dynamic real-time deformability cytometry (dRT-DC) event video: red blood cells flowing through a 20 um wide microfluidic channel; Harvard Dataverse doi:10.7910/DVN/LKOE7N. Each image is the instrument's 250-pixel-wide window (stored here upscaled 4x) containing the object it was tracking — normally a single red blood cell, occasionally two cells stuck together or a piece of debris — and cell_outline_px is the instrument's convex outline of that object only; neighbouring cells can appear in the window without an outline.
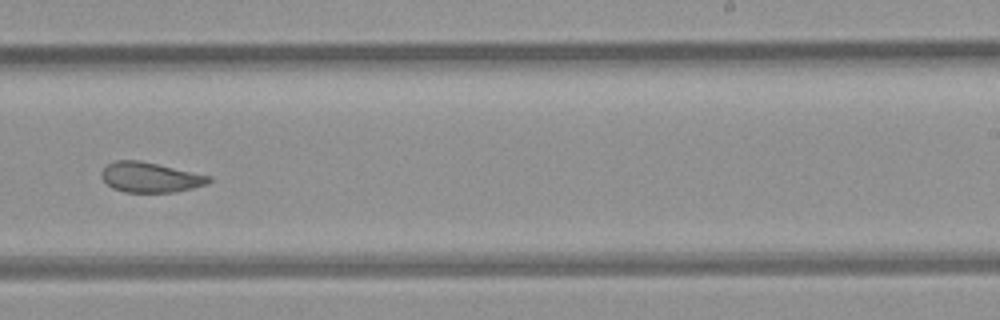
{"species": "common noctule bat (a hibernating species)", "species_latin": "Nyctalus noctula", "temperature_condition": "room temperature", "stored_images_in_passage": 40, "camera_frame_rate_fps": 3000, "um_per_image_px": 0.085, "animal": {"sex": "female", "body_mass_g": 21.9}, "frame": {"image": 1, "passage_image": 23, "time_ms": 7.333, "image_size_px": [1000, 320], "cell_outline_px": [[212, 180], [208, 184], [176, 192], [124, 192], [112, 188], [100, 176], [100, 172], [108, 164], [116, 160], [140, 160], [212, 176]], "centroid_in_image_um": [12.78, 15.07], "position_along_channel_um": 276.2, "area_um2": 18.9}}
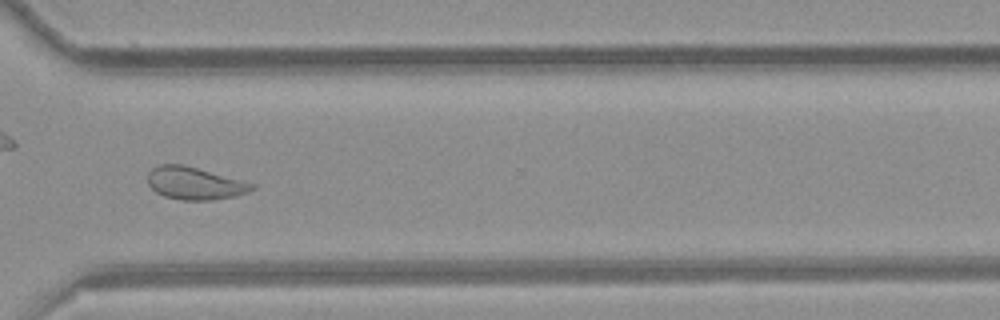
{"frame": {"image": 2, "passage_image": 29, "time_ms": 9.333, "image_size_px": [1000, 320], "cell_outline_px": [[256, 188], [248, 192], [236, 196], [212, 200], [180, 200], [164, 196], [156, 192], [148, 184], [148, 172], [152, 168], [160, 164], [180, 164], [244, 180], [256, 184]], "centroid_in_image_um": [16.57, 15.59], "position_along_channel_um": 354.0, "area_um2": 19.83}, "authors_computed_cell_mechanics": {"area_um2": 19.9699, "velocity_mm_per_s": 3.886, "shape_relaxation_time_tau1_ms": null, "shape_relaxation_time_tau2_ms": 2.2797, "deformation_change_tau1": null, "deformation_change_tau2": 0.094}}